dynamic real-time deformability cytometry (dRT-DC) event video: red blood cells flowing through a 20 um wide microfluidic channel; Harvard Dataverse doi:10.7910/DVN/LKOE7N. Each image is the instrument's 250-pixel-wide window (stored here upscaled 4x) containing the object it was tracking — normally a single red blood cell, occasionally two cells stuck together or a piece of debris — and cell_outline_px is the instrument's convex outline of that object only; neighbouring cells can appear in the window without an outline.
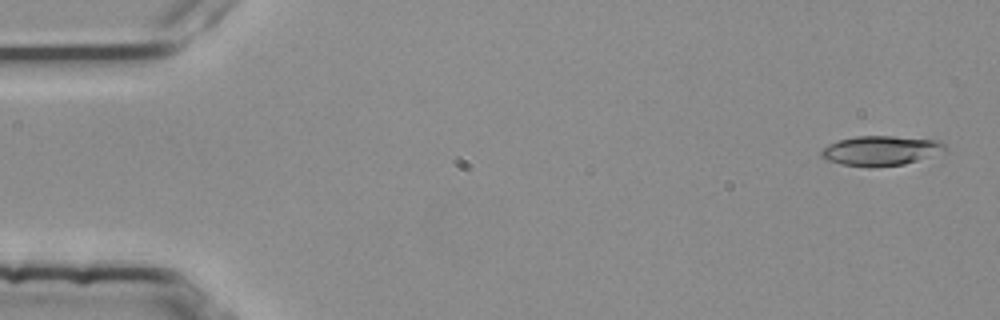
{"species": "common noctule bat (a hibernating species)", "species_latin": "Nyctalus noctula", "temperature_condition": "room temperature", "stored_images_in_passage": 4, "camera_frame_rate_fps": 3000, "um_per_image_px": 0.085, "animal": {"sex": "female", "body_mass_g": 25.1}, "frame": {"image": 1, "passage_image": 1, "time_ms": 0.0, "image_size_px": [1000, 320], "cell_outline_px": [[948, 148], [916, 160], [904, 164], [840, 164], [824, 160], [820, 156], [820, 152], [828, 144], [836, 140], [856, 136], [892, 136], [940, 140]], "centroid_in_image_um": [74.79, 12.75], "position_along_channel_um": 10.2, "area_um2": 20.52}}
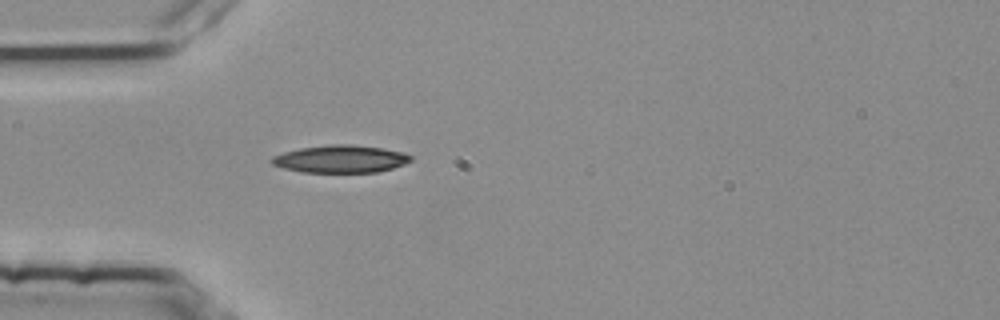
{"frame": {"image": 2, "passage_image": 4, "time_ms": 1.0, "image_size_px": [1000, 320], "cell_outline_px": [[412, 160], [404, 164], [392, 168], [376, 172], [300, 172], [284, 168], [272, 164], [268, 160], [272, 156], [284, 152], [300, 148], [332, 144], [348, 144], [380, 148], [404, 152], [412, 156]], "centroid_in_image_um": [28.92, 13.51], "position_along_channel_um": 56.1, "area_um2": 22.25}}